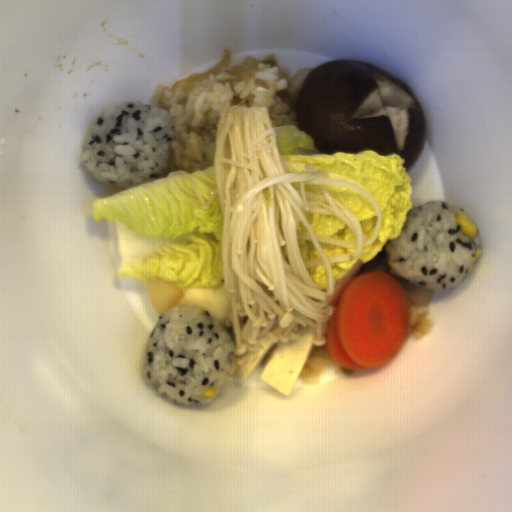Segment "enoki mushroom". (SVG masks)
I'll use <instances>...</instances> for the list:
<instances>
[{
	"instance_id": "enoki-mushroom-1",
	"label": "enoki mushroom",
	"mask_w": 512,
	"mask_h": 512,
	"mask_svg": "<svg viewBox=\"0 0 512 512\" xmlns=\"http://www.w3.org/2000/svg\"><path fill=\"white\" fill-rule=\"evenodd\" d=\"M213 166L229 310L224 324L232 330L235 366L244 365L261 336L272 344L291 343L306 329L314 346H324L334 313L333 263L357 258L375 243L382 221L378 203L361 187L331 179L328 171L310 163L300 173L287 172L263 106L220 108ZM330 184L354 190L374 206L378 222L370 239L352 213L329 195ZM313 214L343 219L356 242L314 235L307 220ZM321 242L353 251L327 256Z\"/></svg>"
}]
</instances>
